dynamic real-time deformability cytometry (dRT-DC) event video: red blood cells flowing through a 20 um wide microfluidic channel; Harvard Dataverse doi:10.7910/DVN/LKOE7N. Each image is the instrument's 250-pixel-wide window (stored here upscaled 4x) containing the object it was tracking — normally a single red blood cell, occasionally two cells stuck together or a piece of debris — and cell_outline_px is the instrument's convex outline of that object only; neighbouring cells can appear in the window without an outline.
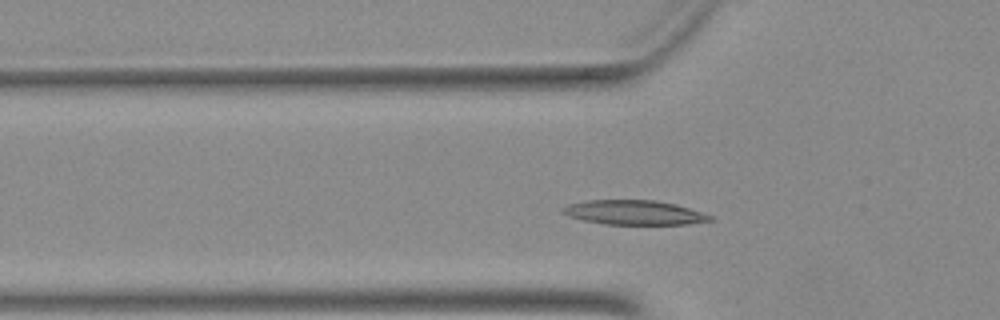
{"species": "Egyptian fruit bat (a non-hibernating species)", "species_latin": "Rousettus aegyptiacus", "temperature_condition": "warm", "stored_images_in_passage": 34, "camera_frame_rate_fps": 3000, "um_per_image_px": 0.085, "animal": {"sex": "female"}, "frame": {"image": 1, "passage_image": 5, "time_ms": 1.333, "image_size_px": [1000, 320], "cell_outline_px": [[712, 220], [688, 224], [604, 224], [584, 220], [568, 216], [560, 212], [560, 208], [568, 204], [588, 200], [656, 200], [676, 204], [712, 216]], "centroid_in_image_um": [53.84, 18.06], "position_along_channel_um": 72.0, "area_um2": 20.92}}
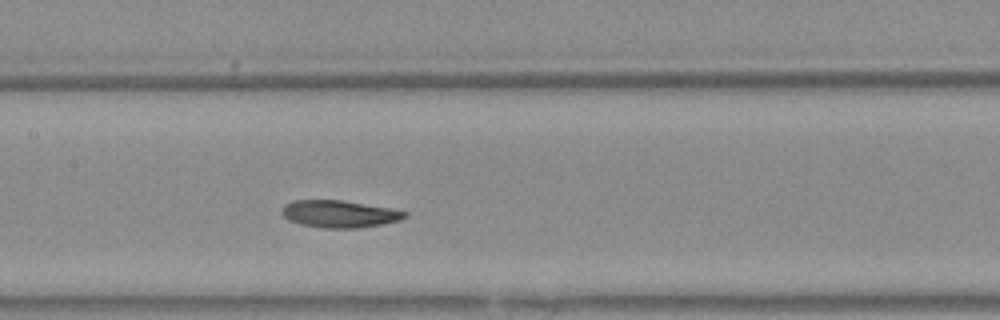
{"frame": {"image": 2, "passage_image": 13, "time_ms": 4.0, "image_size_px": [1000, 320], "cell_outline_px": [[408, 216], [384, 224], [356, 228], [320, 228], [300, 224], [288, 220], [284, 216], [284, 204], [292, 200], [340, 200], [388, 208], [408, 212]], "centroid_in_image_um": [28.82, 18.19], "position_along_channel_um": 178.6, "area_um2": 19.25}}
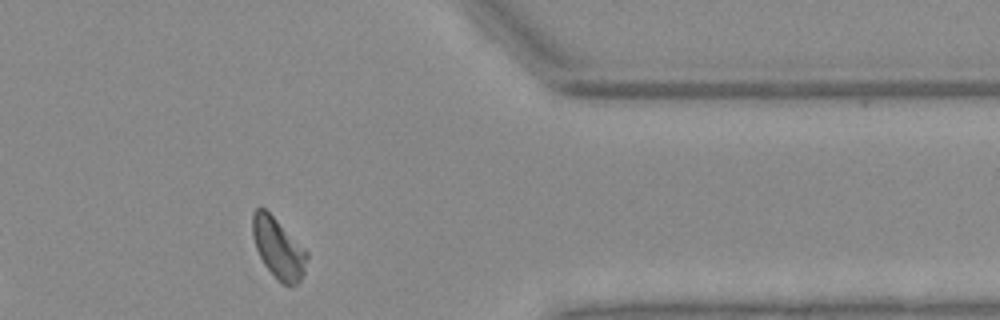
{"frame": {"image": 3, "passage_image": 30, "time_ms": 9.667, "image_size_px": [1000, 320], "cell_outline_px": [[308, 256], [304, 272], [300, 280], [296, 284], [284, 284], [276, 280], [264, 264], [256, 248], [252, 236], [252, 212], [256, 208], [264, 208], [308, 252]], "centroid_in_image_um": [23.64, 21.11], "position_along_channel_um": 387.8, "area_um2": 18.84}}